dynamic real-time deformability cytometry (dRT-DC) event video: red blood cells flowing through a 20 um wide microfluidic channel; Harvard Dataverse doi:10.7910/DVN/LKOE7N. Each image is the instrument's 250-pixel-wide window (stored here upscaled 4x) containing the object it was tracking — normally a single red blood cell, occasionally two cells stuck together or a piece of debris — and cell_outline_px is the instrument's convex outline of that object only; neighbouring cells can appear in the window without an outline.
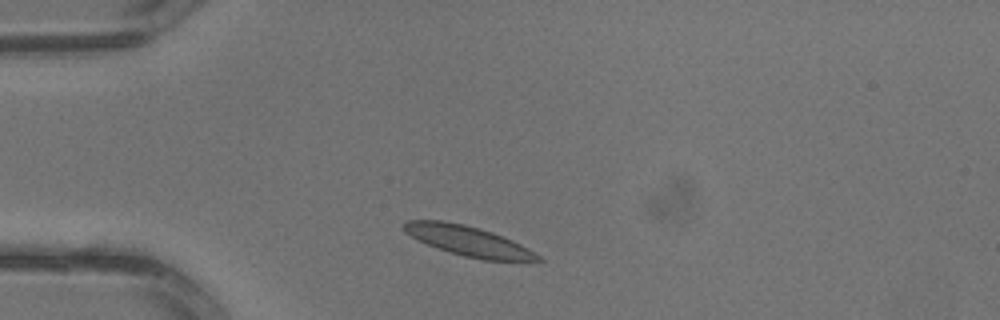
{"species": "common noctule bat (a hibernating species)", "species_latin": "Nyctalus noctula", "temperature_condition": "warm", "stored_images_in_passage": 1, "camera_frame_rate_fps": 3000, "um_per_image_px": 0.085, "animal": {"sex": "male", "body_mass_g": 13.3}, "frame": {"image": 1, "passage_image": 1, "time_ms": 0.0, "image_size_px": [1000, 320], "cell_outline_px": [[544, 260], [484, 260], [464, 256], [448, 252], [428, 244], [404, 232], [404, 220], [440, 220], [464, 224], [492, 232], [512, 240], [528, 248], [540, 256]], "centroid_in_image_um": [39.78, 20.47], "position_along_channel_um": 45.2, "area_um2": 23.0}}